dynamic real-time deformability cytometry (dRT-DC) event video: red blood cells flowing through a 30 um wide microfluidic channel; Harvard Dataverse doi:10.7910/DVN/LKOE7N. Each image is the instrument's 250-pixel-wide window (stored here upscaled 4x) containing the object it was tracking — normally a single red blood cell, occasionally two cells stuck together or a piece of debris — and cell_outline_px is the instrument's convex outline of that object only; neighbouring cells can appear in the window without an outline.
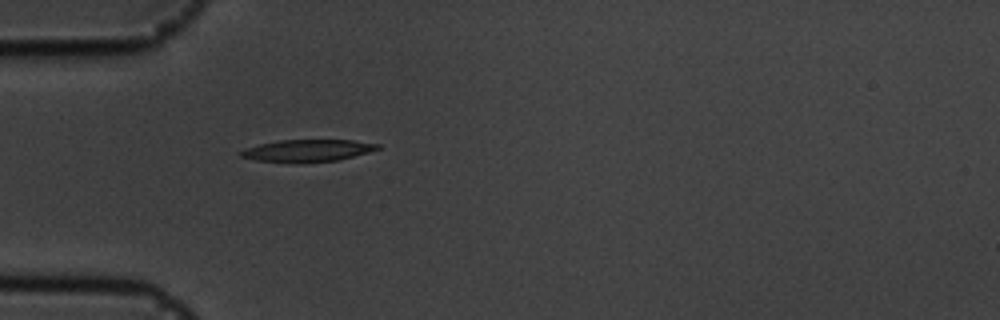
{"species": "common noctule bat (a hibernating species)", "species_latin": "Nyctalus noctula", "temperature_condition": "cold", "stored_images_in_passage": 39, "camera_frame_rate_fps": 3000, "um_per_image_px": 0.085, "animal": {"sex": "male", "body_mass_g": 19.5, "forearm_length_mm": 54.6}, "frame": {"image": 1, "passage_image": 1, "time_ms": 0.0, "image_size_px": [1000, 320], "cell_outline_px": [[380, 148], [352, 156], [336, 160], [260, 160], [244, 156], [240, 152], [264, 144], [284, 140], [348, 140], [376, 144]], "centroid_in_image_um": [26.26, 12.75], "position_along_channel_um": 58.7, "area_um2": 15.72}}
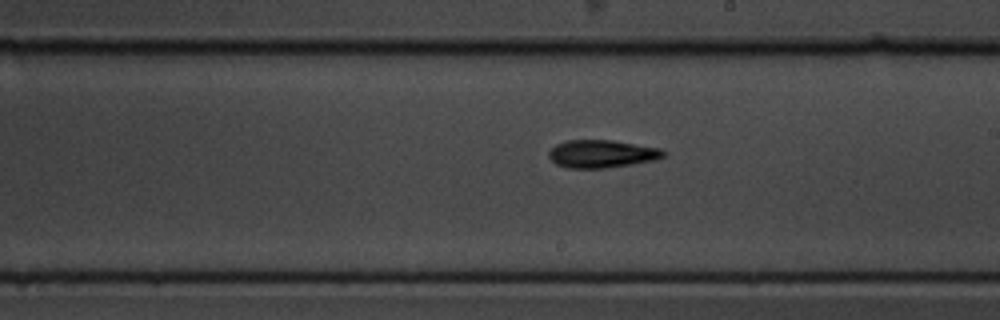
{"frame": {"image": 2, "passage_image": 16, "time_ms": 5.0, "image_size_px": [1000, 320], "cell_outline_px": [[664, 156], [648, 160], [624, 164], [596, 168], [576, 168], [556, 164], [552, 160], [548, 152], [552, 148], [560, 144], [572, 140], [604, 140], [656, 148], [664, 152]], "centroid_in_image_um": [51.05, 13.07], "position_along_channel_um": 238.0, "area_um2": 17.17}}
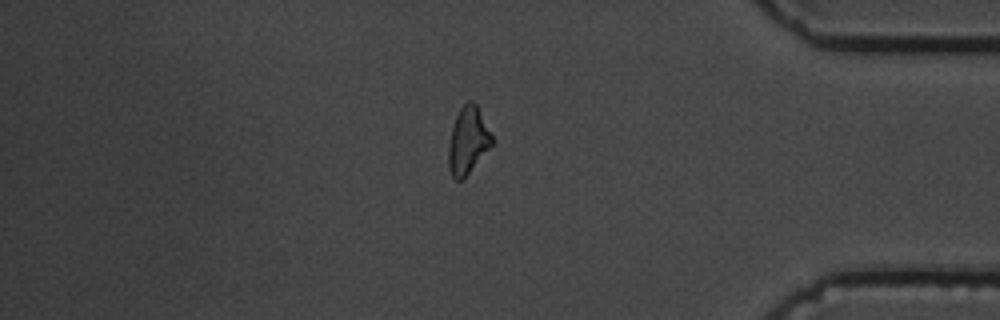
{"frame": {"image": 3, "passage_image": 31, "time_ms": 10.0, "image_size_px": [1000, 320], "cell_outline_px": [[492, 144], [468, 172], [460, 180], [456, 180], [452, 176], [448, 160], [448, 156], [452, 132], [456, 116], [464, 104], [476, 104], [492, 136]], "centroid_in_image_um": [39.77, 11.96], "position_along_channel_um": 395.4, "area_um2": 15.78}, "authors_computed_cell_mechanics": {"area_um2": 15.895, "velocity_mm_per_s": 3.6862, "shape_relaxation_time_tau1_ms": 3.3903, "shape_relaxation_time_tau2_ms": null, "deformation_change_tau1": 0.1047, "deformation_change_tau2": null}}